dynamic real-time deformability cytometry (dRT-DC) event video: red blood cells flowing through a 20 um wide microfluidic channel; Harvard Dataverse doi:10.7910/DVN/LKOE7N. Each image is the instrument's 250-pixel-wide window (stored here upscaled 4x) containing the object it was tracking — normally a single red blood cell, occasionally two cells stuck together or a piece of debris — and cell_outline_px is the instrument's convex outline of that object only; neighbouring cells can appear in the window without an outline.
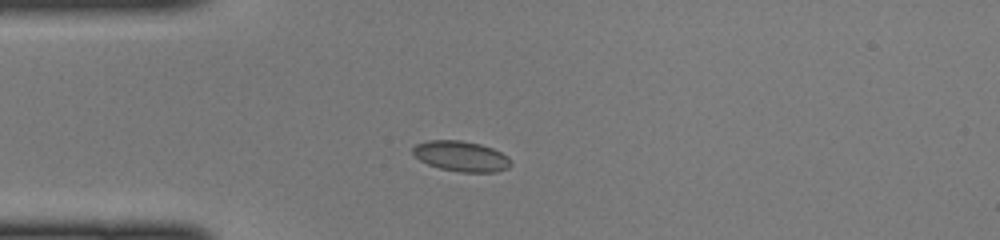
{"species": "common noctule bat (a hibernating species)", "species_latin": "Nyctalus noctula", "temperature_condition": "cold", "stored_images_in_passage": 31, "camera_frame_rate_fps": 3000, "um_per_image_px": 0.085, "animal": {"sex": "female", "body_mass_g": 22.0, "forearm_length_mm": 56.7}, "frame": {"image": 1, "passage_image": 1, "time_ms": 0.0, "image_size_px": [1000, 240], "cell_outline_px": [[512, 164], [508, 168], [496, 172], [460, 172], [440, 168], [428, 164], [420, 160], [412, 152], [412, 148], [416, 144], [428, 140], [460, 140], [480, 144], [492, 148], [508, 156], [512, 160]], "centroid_in_image_um": [39.22, 13.28], "position_along_channel_um": 45.8, "area_um2": 17.4}}
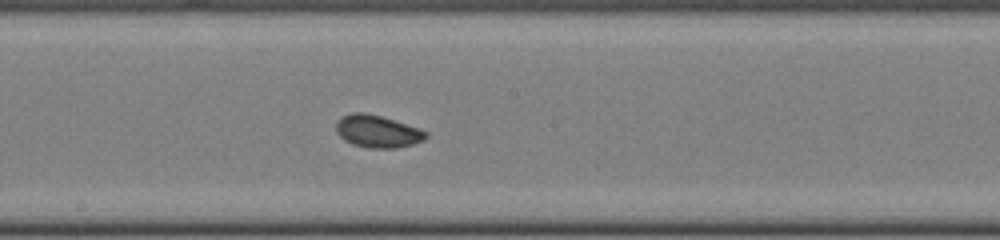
{"frame": {"image": 2, "passage_image": 14, "time_ms": 4.333, "image_size_px": [1000, 240], "cell_outline_px": [[428, 136], [424, 140], [412, 144], [396, 148], [368, 148], [352, 144], [344, 140], [336, 132], [336, 120], [340, 116], [352, 112], [364, 112], [380, 116], [428, 132]], "centroid_in_image_um": [32.03, 11.17], "position_along_channel_um": 216.2, "area_um2": 16.88}}
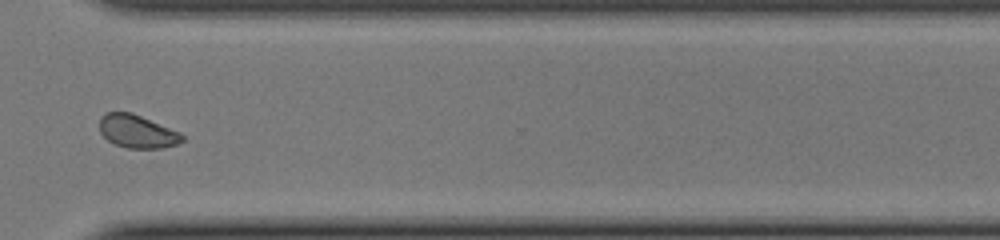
{"frame": {"image": 3, "passage_image": 24, "time_ms": 7.667, "image_size_px": [1000, 240], "cell_outline_px": [[184, 140], [176, 144], [160, 148], [128, 148], [116, 144], [108, 140], [100, 132], [100, 116], [104, 112], [132, 112], [180, 132], [184, 136]], "centroid_in_image_um": [11.65, 11.15], "position_along_channel_um": 358.9, "area_um2": 15.9}}